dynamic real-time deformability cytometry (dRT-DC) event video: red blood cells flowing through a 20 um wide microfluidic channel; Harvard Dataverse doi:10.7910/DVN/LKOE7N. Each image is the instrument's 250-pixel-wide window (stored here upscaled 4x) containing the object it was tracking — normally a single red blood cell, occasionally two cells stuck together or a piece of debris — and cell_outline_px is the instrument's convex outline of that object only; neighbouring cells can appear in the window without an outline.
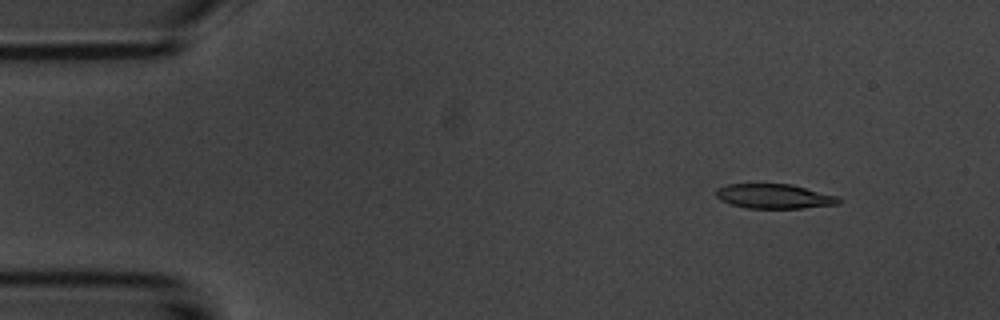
{"species": "common noctule bat (a hibernating species)", "species_latin": "Nyctalus noctula", "temperature_condition": "room temperature", "stored_images_in_passage": 41, "camera_frame_rate_fps": 3000, "um_per_image_px": 0.085, "animal": {"sex": "male", "body_mass_g": 20.1, "forearm_length_mm": 53.5}, "frame": {"image": 1, "passage_image": 6, "time_ms": 1.667, "image_size_px": [1000, 320], "cell_outline_px": [[840, 204], [800, 208], [748, 208], [732, 204], [720, 200], [716, 196], [716, 188], [728, 184], [792, 184], [836, 196], [840, 200]], "centroid_in_image_um": [65.78, 16.68], "position_along_channel_um": 19.2, "area_um2": 17.4}}
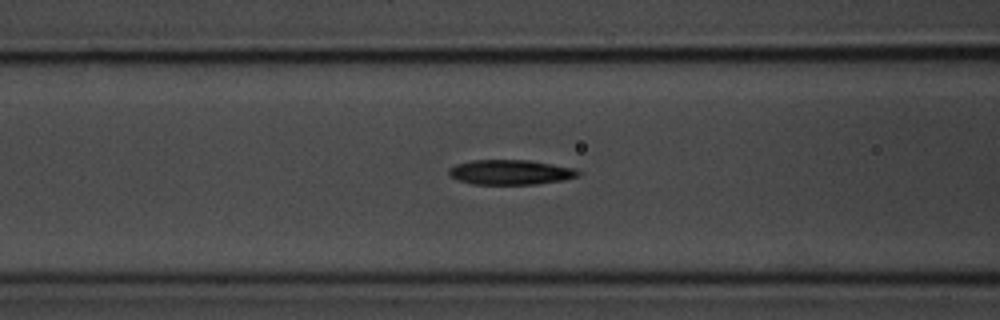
{"frame": {"image": 2, "passage_image": 21, "time_ms": 6.667, "image_size_px": [1000, 320], "cell_outline_px": [[580, 176], [564, 180], [536, 184], [472, 184], [448, 176], [448, 168], [456, 164], [472, 160], [528, 160], [576, 168], [580, 172]], "centroid_in_image_um": [43.39, 14.64], "position_along_channel_um": 123.2, "area_um2": 18.84}}
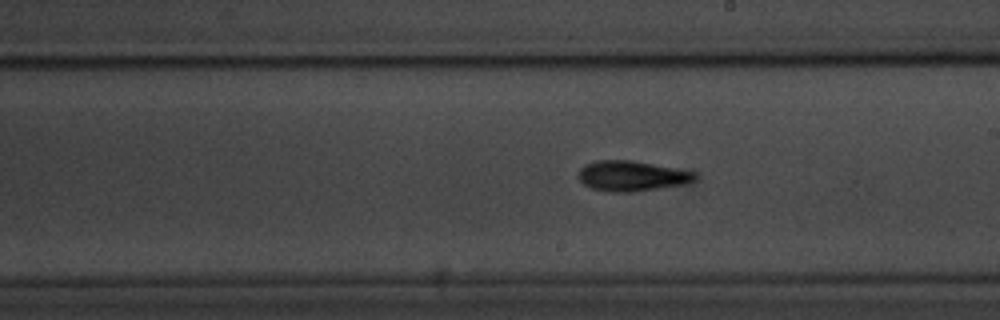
{"frame": {"image": 3, "passage_image": 30, "time_ms": 9.667, "image_size_px": [1000, 320], "cell_outline_px": [[696, 180], [684, 184], [632, 192], [608, 192], [592, 188], [584, 184], [576, 176], [580, 168], [584, 164], [596, 160], [632, 160], [676, 168], [696, 172]], "centroid_in_image_um": [53.67, 14.95], "position_along_channel_um": 235.3, "area_um2": 20.69}, "authors_computed_cell_mechanics": {"area_um2": 18.9584, "velocity_mm_per_s": 3.7404, "shape_relaxation_time_tau1_ms": 3.7198, "shape_relaxation_time_tau2_ms": 7.2435, "deformation_change_tau1": 0.153, "deformation_change_tau2": 0.1897}}